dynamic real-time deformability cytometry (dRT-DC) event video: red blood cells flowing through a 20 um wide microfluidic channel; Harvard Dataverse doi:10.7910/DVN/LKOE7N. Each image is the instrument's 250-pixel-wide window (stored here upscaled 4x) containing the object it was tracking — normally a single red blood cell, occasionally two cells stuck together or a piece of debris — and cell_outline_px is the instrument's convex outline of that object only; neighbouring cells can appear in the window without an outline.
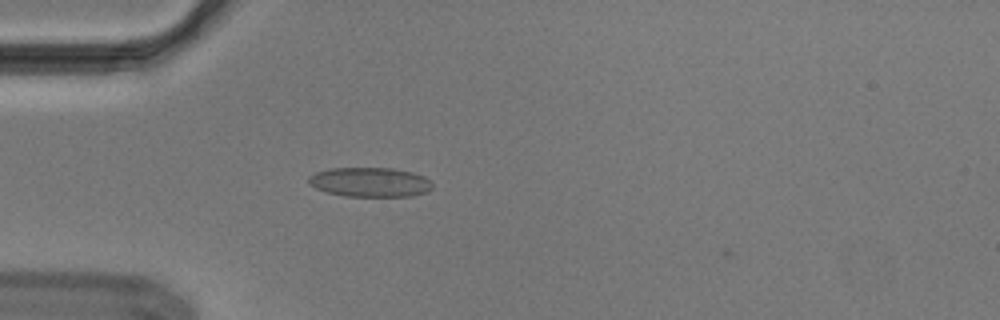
{"species": "Egyptian fruit bat (a non-hibernating species)", "species_latin": "Rousettus aegyptiacus", "temperature_condition": "cold", "stored_images_in_passage": 2, "camera_frame_rate_fps": 3000, "um_per_image_px": 0.085, "animal": {"sex": "male"}, "frame": {"image": 1, "passage_image": 1, "time_ms": 0.0, "image_size_px": [1000, 320], "cell_outline_px": [[432, 188], [428, 192], [412, 196], [344, 196], [328, 192], [316, 188], [308, 184], [308, 176], [316, 172], [332, 168], [392, 168], [412, 172], [424, 176], [432, 184]], "centroid_in_image_um": [31.45, 15.48], "position_along_channel_um": 53.5, "area_um2": 21.27}}